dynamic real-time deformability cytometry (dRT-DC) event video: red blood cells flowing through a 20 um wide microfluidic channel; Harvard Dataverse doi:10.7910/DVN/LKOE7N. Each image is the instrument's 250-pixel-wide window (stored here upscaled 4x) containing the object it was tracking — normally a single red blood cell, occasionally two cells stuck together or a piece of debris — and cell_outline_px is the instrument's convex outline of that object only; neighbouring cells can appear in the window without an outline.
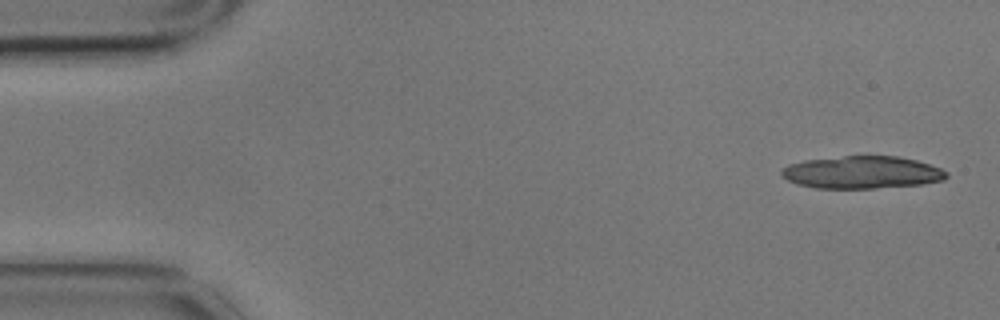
{"species": "common noctule bat (a hibernating species)", "species_latin": "Nyctalus noctula", "temperature_condition": "cold", "stored_images_in_passage": 7, "camera_frame_rate_fps": 3000, "um_per_image_px": 0.085, "animal": {"sex": "male", "body_mass_g": 17.9}, "frame": {"image": 1, "passage_image": 1, "time_ms": 0.0, "image_size_px": [1000, 320], "cell_outline_px": [[948, 176], [944, 180], [924, 184], [876, 188], [816, 188], [796, 184], [788, 180], [780, 172], [780, 168], [788, 164], [804, 160], [844, 156], [900, 156], [916, 160], [940, 168], [948, 172]], "centroid_in_image_um": [73.27, 14.65], "position_along_channel_um": 11.7, "area_um2": 31.39}}